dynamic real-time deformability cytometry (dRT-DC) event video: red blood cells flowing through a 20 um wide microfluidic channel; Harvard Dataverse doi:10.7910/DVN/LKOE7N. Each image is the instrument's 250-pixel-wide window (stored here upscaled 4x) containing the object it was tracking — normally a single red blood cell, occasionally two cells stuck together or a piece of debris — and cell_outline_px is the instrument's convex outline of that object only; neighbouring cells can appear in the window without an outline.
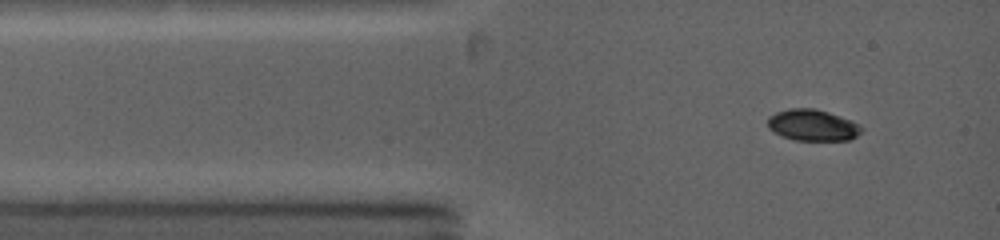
{"species": "common noctule bat (a hibernating species)", "species_latin": "Nyctalus noctula", "temperature_condition": "warm", "stored_images_in_passage": 4, "camera_frame_rate_fps": 5000, "um_per_image_px": 0.085, "animal": {"sex": "female", "body_mass_g": 19.0, "forearm_length_mm": 53.3}, "frame": {"image": 1, "passage_image": 1, "time_ms": 0.0, "image_size_px": [1000, 240], "cell_outline_px": [[864, 128], [856, 136], [848, 140], [796, 140], [784, 136], [768, 128], [768, 116], [776, 112], [788, 108], [816, 108], [852, 120]], "centroid_in_image_um": [69.08, 10.62], "position_along_channel_um": 15.9, "area_um2": 17.05}}
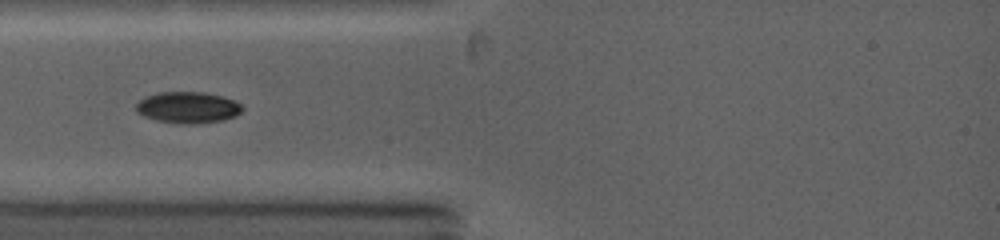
{"frame": {"image": 2, "passage_image": 3, "time_ms": 2.0, "image_size_px": [1000, 240], "cell_outline_px": [[244, 108], [236, 116], [224, 120], [196, 124], [176, 124], [156, 120], [144, 116], [136, 112], [136, 104], [144, 96], [156, 92], [204, 92], [224, 96], [240, 104]], "centroid_in_image_um": [15.95, 9.14], "position_along_channel_um": 69.0, "area_um2": 19.71}}